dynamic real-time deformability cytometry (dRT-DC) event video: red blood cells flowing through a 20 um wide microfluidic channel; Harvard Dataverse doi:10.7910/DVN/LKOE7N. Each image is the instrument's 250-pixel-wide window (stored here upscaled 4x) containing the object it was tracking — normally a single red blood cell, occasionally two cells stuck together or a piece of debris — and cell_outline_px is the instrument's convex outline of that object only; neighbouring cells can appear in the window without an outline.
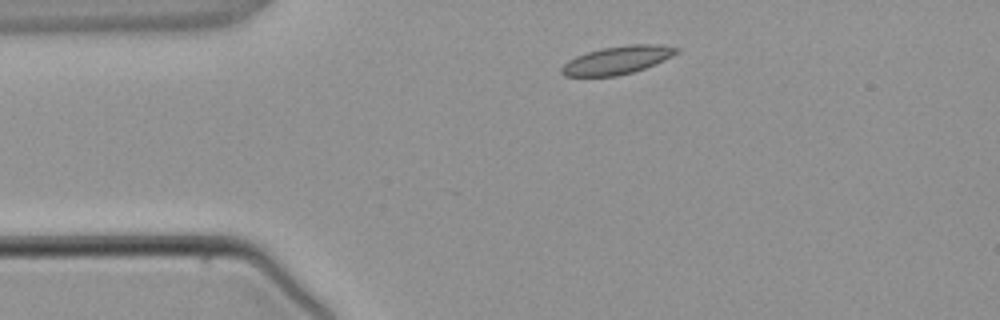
{"species": "common noctule bat (a hibernating species)", "species_latin": "Nyctalus noctula", "temperature_condition": "warm", "stored_images_in_passage": 2, "camera_frame_rate_fps": 3000, "um_per_image_px": 0.085, "animal": {"sex": "male", "body_mass_g": 21.5, "forearm_length_mm": 52.0}, "frame": {"image": 1, "passage_image": 1, "time_ms": 0.0, "image_size_px": [1000, 320], "cell_outline_px": [[680, 52], [664, 60], [644, 68], [632, 72], [616, 76], [564, 76], [560, 72], [560, 68], [568, 60], [576, 56], [588, 52], [604, 48], [624, 44], [660, 44], [680, 48]], "centroid_in_image_um": [52.48, 5.1], "position_along_channel_um": 32.5, "area_um2": 18.79}}